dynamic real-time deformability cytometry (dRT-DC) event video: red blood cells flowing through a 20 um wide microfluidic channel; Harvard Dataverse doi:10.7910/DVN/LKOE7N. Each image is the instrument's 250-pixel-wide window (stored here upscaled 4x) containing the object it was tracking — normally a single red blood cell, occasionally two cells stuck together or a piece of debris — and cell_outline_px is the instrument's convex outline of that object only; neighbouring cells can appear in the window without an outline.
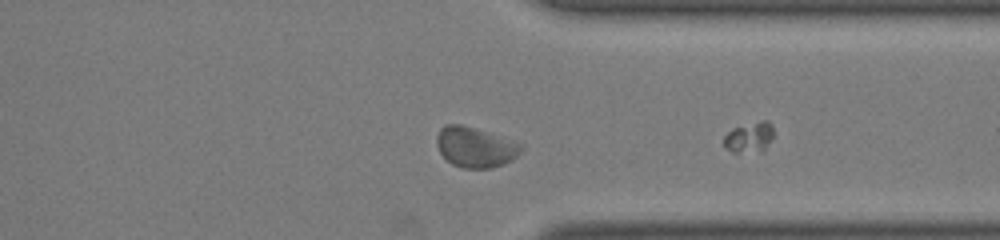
{"species": "common noctule bat (a hibernating species)", "species_latin": "Nyctalus noctula", "temperature_condition": "room temperature", "stored_images_in_passage": 28, "camera_frame_rate_fps": 3000, "um_per_image_px": 0.085, "animal": {"sex": "male", "body_mass_g": 19.0, "forearm_length_mm": 50.8}, "frame": {"image": 1, "passage_image": 25, "time_ms": 8.0, "image_size_px": [1000, 240], "cell_outline_px": [[524, 144], [520, 152], [512, 160], [504, 164], [492, 168], [460, 168], [452, 164], [440, 152], [436, 144], [436, 136], [440, 128], [444, 124], [460, 124], [476, 128]], "centroid_in_image_um": [40.39, 12.5], "position_along_channel_um": 371.0, "area_um2": 19.94}}